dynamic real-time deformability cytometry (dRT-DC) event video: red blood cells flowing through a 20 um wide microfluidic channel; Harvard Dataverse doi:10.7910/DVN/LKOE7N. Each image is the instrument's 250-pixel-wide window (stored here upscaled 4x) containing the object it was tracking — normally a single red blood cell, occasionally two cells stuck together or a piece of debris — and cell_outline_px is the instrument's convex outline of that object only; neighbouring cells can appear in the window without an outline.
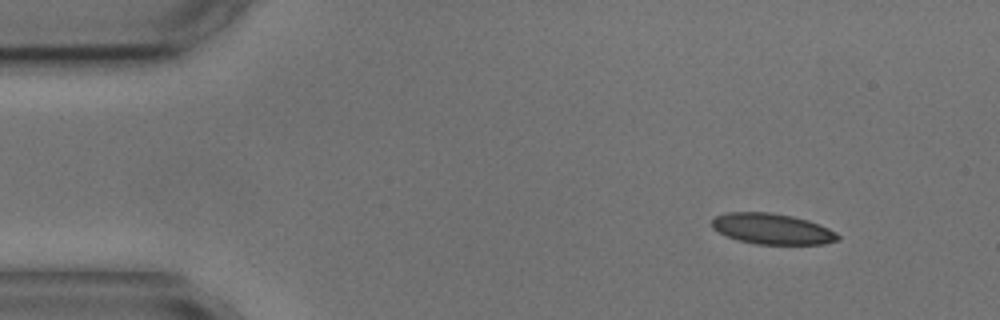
{"species": "common noctule bat (a hibernating species)", "species_latin": "Nyctalus noctula", "temperature_condition": "cold", "stored_images_in_passage": 4, "camera_frame_rate_fps": 3000, "um_per_image_px": 0.085, "animal": {"sex": "male", "body_mass_g": 17.9, "forearm_length_mm": 54.2}, "frame": {"image": 1, "passage_image": 1, "time_ms": 0.0, "image_size_px": [1000, 320], "cell_outline_px": [[840, 240], [824, 244], [756, 244], [736, 240], [712, 228], [712, 220], [716, 216], [728, 212], [768, 212], [792, 216], [808, 220], [828, 228], [836, 232], [840, 236]], "centroid_in_image_um": [65.65, 19.46], "position_along_channel_um": 19.3, "area_um2": 22.54}}
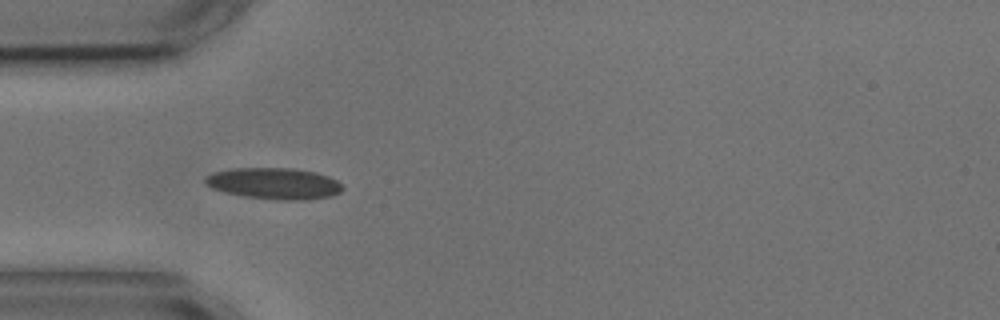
{"frame": {"image": 2, "passage_image": 3, "time_ms": 3.333, "image_size_px": [1000, 320], "cell_outline_px": [[344, 188], [340, 192], [332, 196], [308, 200], [276, 200], [244, 196], [224, 192], [212, 188], [204, 180], [212, 172], [232, 168], [292, 168], [316, 172], [328, 176], [336, 180]], "centroid_in_image_um": [23.33, 15.6], "position_along_channel_um": 61.7, "area_um2": 25.14}}